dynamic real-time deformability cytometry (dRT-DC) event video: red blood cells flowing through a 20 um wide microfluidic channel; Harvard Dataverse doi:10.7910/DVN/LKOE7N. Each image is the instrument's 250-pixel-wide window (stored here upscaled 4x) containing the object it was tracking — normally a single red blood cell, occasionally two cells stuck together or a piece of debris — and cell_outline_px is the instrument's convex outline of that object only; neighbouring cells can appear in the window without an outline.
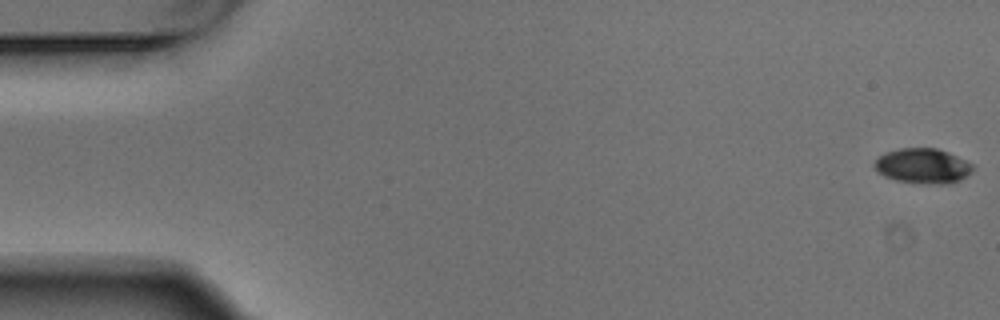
{"species": "Egyptian fruit bat (a non-hibernating species)", "species_latin": "Rousettus aegyptiacus", "temperature_condition": "warm", "stored_images_in_passage": 5, "camera_frame_rate_fps": 3000, "um_per_image_px": 0.085, "animal": {"sex": "male"}, "frame": {"image": 1, "passage_image": 1, "time_ms": 0.0, "image_size_px": [1000, 320], "cell_outline_px": [[972, 172], [960, 180], [948, 184], [924, 184], [896, 180], [884, 176], [876, 172], [872, 164], [880, 156], [888, 152], [900, 148], [936, 148], [948, 152], [968, 160], [972, 164]], "centroid_in_image_um": [78.44, 14.11], "position_along_channel_um": 6.6, "area_um2": 20.23}}
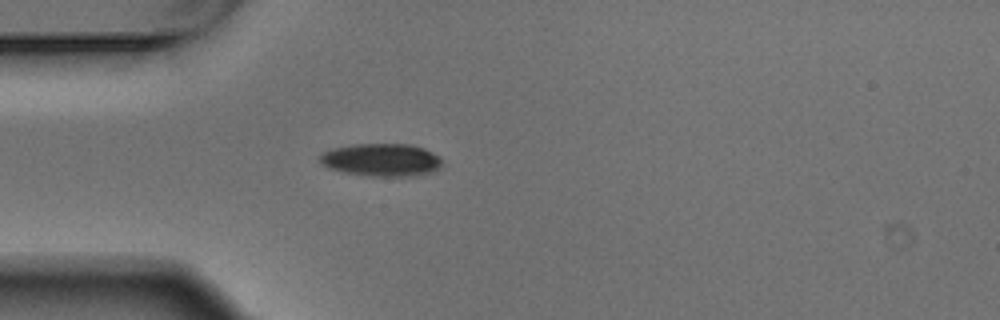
{"frame": {"image": 2, "passage_image": 5, "time_ms": 1.333, "image_size_px": [1000, 320], "cell_outline_px": [[444, 160], [440, 168], [432, 172], [420, 176], [372, 176], [344, 172], [328, 168], [320, 164], [320, 156], [324, 152], [332, 148], [352, 144], [408, 144], [424, 148], [440, 156]], "centroid_in_image_um": [32.46, 13.59], "position_along_channel_um": 52.5, "area_um2": 23.64}}